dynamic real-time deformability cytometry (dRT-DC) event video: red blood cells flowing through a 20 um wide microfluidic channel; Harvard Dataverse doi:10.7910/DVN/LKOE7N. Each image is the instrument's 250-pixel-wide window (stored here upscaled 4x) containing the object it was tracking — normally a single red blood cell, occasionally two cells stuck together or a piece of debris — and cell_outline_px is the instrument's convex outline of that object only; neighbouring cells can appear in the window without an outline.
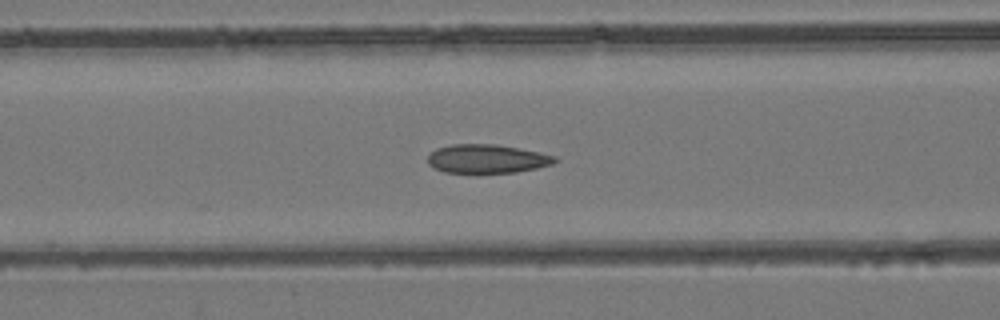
{"species": "common noctule bat (a hibernating species)", "species_latin": "Nyctalus noctula", "temperature_condition": "room temperature", "stored_images_in_passage": 26, "camera_frame_rate_fps": 3000, "um_per_image_px": 0.085, "animal": {"sex": "female", "body_mass_g": 24.6, "forearm_length_mm": 56.2}, "frame": {"image": 1, "passage_image": 16, "time_ms": 5.0, "image_size_px": [1000, 320], "cell_outline_px": [[560, 160], [552, 164], [536, 168], [516, 172], [444, 172], [432, 168], [428, 164], [428, 156], [436, 148], [452, 144], [496, 144], [520, 148], [540, 152], [556, 156]], "centroid_in_image_um": [41.41, 13.49], "position_along_channel_um": 125.2, "area_um2": 21.33}}
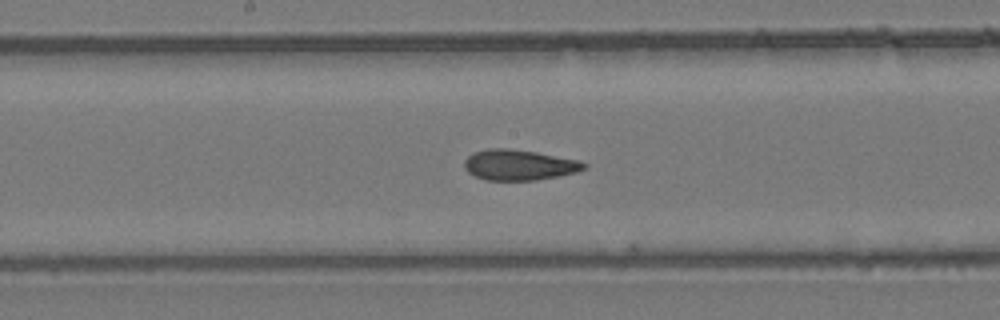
{"frame": {"image": 2, "passage_image": 22, "time_ms": 7.0, "image_size_px": [1000, 320], "cell_outline_px": [[588, 168], [576, 172], [560, 176], [536, 180], [484, 180], [468, 172], [464, 168], [464, 160], [472, 152], [488, 148], [508, 148], [536, 152], [576, 160], [588, 164]], "centroid_in_image_um": [44.1, 14.02], "position_along_channel_um": 204.1, "area_um2": 21.39}}
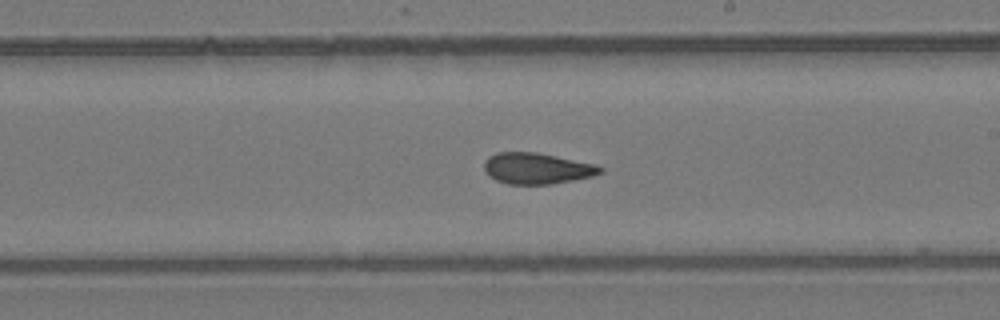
{"frame": {"image": 3, "passage_image": 25, "time_ms": 8.0, "image_size_px": [1000, 320], "cell_outline_px": [[604, 172], [592, 176], [552, 184], [508, 184], [496, 180], [488, 176], [484, 172], [484, 160], [488, 156], [496, 152], [536, 152], [596, 164], [604, 168]], "centroid_in_image_um": [45.61, 14.31], "position_along_channel_um": 243.4, "area_um2": 21.21}}